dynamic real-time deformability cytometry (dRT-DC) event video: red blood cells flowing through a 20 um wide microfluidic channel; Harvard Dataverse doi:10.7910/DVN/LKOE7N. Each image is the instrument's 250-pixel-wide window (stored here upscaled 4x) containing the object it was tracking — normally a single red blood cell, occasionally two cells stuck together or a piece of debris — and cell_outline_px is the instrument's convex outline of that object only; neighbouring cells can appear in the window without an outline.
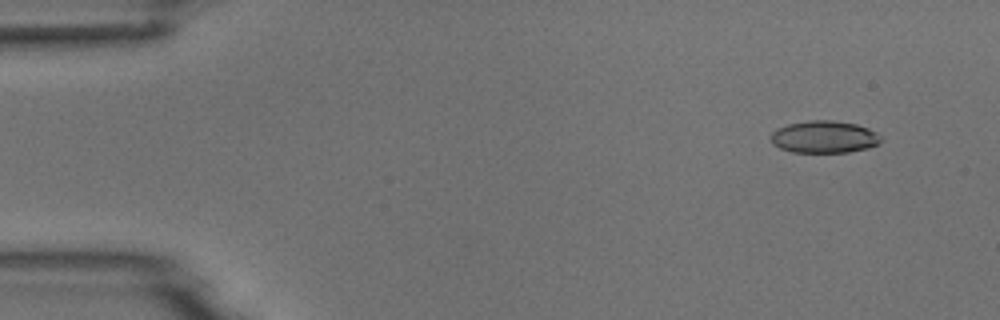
{"species": "common noctule bat (a hibernating species)", "species_latin": "Nyctalus noctula", "temperature_condition": "room temperature", "stored_images_in_passage": 4, "camera_frame_rate_fps": 3000, "um_per_image_px": 0.085, "animal": {"sex": "male", "body_mass_g": 18.8}, "frame": {"image": 1, "passage_image": 1, "time_ms": 0.0, "image_size_px": [1000, 320], "cell_outline_px": [[880, 144], [868, 148], [848, 152], [792, 152], [780, 148], [772, 144], [772, 132], [776, 128], [788, 124], [808, 120], [832, 120], [856, 124], [868, 128], [876, 132], [880, 136]], "centroid_in_image_um": [70.05, 11.63], "position_along_channel_um": 14.9, "area_um2": 20.69}}
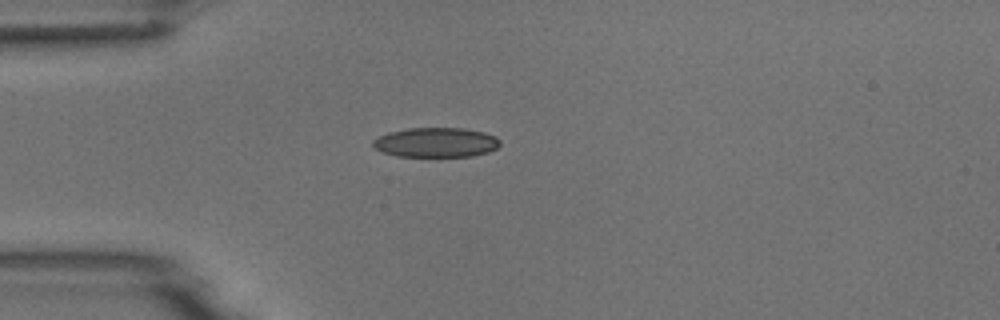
{"frame": {"image": 2, "passage_image": 4, "time_ms": 3.333, "image_size_px": [1000, 320], "cell_outline_px": [[500, 144], [496, 148], [488, 152], [472, 156], [396, 156], [384, 152], [376, 148], [372, 144], [372, 140], [388, 132], [408, 128], [464, 128], [484, 132], [496, 136], [500, 140]], "centroid_in_image_um": [37.08, 12.1], "position_along_channel_um": 47.9, "area_um2": 21.91}}